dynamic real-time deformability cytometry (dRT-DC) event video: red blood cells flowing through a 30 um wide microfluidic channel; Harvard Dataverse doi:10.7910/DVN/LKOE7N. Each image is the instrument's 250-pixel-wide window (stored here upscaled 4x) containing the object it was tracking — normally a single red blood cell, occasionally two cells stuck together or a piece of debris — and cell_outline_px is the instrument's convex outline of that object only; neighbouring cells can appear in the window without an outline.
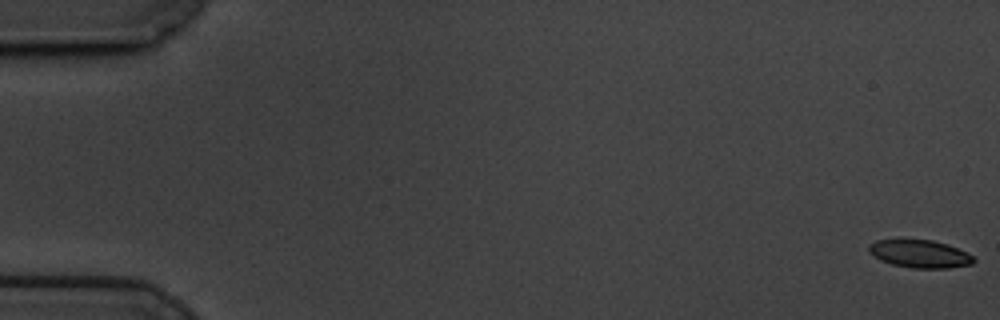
{"species": "common noctule bat (a hibernating species)", "species_latin": "Nyctalus noctula", "temperature_condition": "cold", "stored_images_in_passage": 60, "camera_frame_rate_fps": 3000, "um_per_image_px": 0.085, "animal": {"sex": "male", "body_mass_g": 19.5, "forearm_length_mm": 54.6}, "frame": {"image": 1, "passage_image": 1, "time_ms": 0.0, "image_size_px": [1000, 320], "cell_outline_px": [[976, 260], [972, 264], [948, 268], [912, 268], [892, 264], [880, 260], [868, 252], [868, 244], [876, 240], [932, 240], [948, 244], [972, 256]], "centroid_in_image_um": [78.15, 21.58], "position_along_channel_um": 6.8, "area_um2": 16.88}}
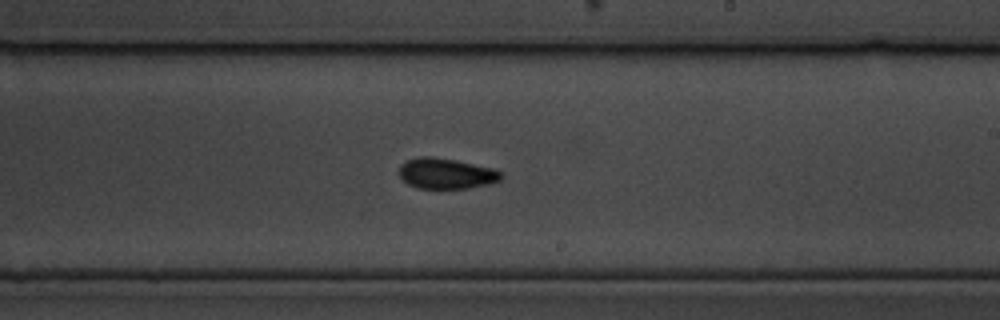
{"frame": {"image": 2, "passage_image": 36, "time_ms": 11.667, "image_size_px": [1000, 320], "cell_outline_px": [[504, 176], [500, 180], [492, 184], [468, 188], [416, 188], [408, 184], [400, 176], [400, 164], [416, 156], [432, 156], [496, 168], [504, 172]], "centroid_in_image_um": [37.99, 14.74], "position_along_channel_um": 251.0, "area_um2": 18.44}}
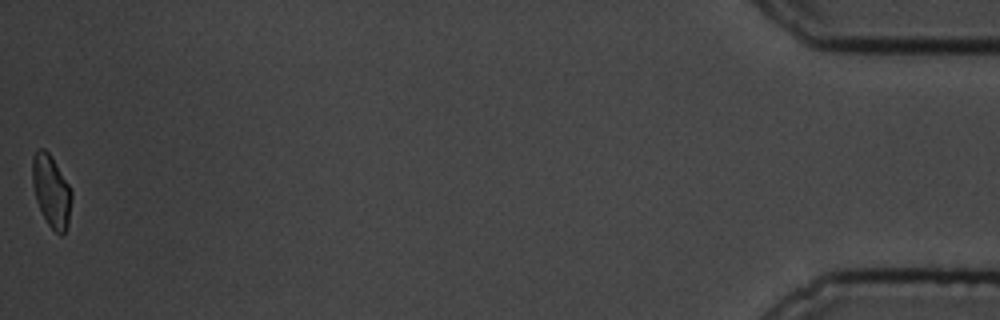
{"frame": {"image": 3, "passage_image": 60, "time_ms": 19.667, "image_size_px": [1000, 320], "cell_outline_px": [[72, 196], [68, 224], [64, 232], [60, 236], [48, 224], [36, 200], [32, 184], [32, 156], [40, 148], [44, 148], [48, 152], [68, 184], [72, 192]], "centroid_in_image_um": [4.35, 16.24], "position_along_channel_um": 430.9, "area_um2": 16.18}, "authors_computed_cell_mechanics": {"area_um2": 17.918, "velocity_mm_per_s": 3.3927, "shape_relaxation_time_tau1_ms": 3.9214, "shape_relaxation_time_tau2_ms": 6.3701, "deformation_change_tau1": 0.0906, "deformation_change_tau2": 0.0999}}